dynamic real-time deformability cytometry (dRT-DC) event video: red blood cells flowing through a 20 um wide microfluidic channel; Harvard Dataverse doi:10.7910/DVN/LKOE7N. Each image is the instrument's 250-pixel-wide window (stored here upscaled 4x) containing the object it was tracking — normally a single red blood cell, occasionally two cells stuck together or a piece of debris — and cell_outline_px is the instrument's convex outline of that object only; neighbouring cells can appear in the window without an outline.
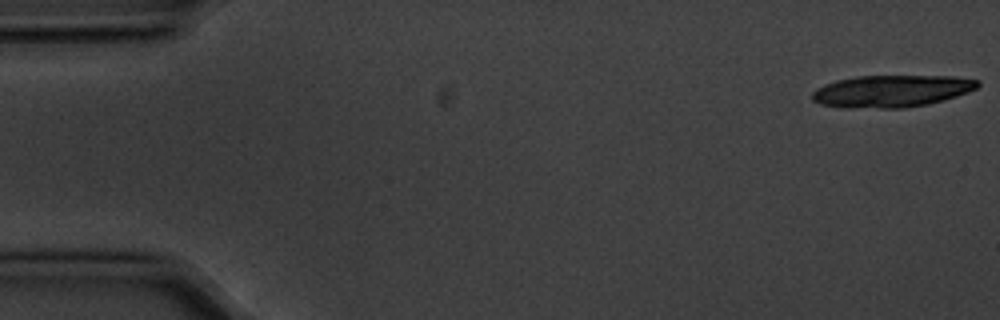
{"species": "common noctule bat (a hibernating species)", "species_latin": "Nyctalus noctula", "temperature_condition": "cold", "stored_images_in_passage": 6, "camera_frame_rate_fps": 3000, "um_per_image_px": 0.085, "animal": {"sex": "male", "body_mass_g": 20.1, "forearm_length_mm": 53.5}, "frame": {"image": 1, "passage_image": 1, "time_ms": 0.0, "image_size_px": [1000, 320], "cell_outline_px": [[980, 84], [976, 88], [968, 92], [944, 100], [928, 104], [904, 108], [844, 108], [820, 104], [812, 100], [812, 92], [816, 88], [824, 84], [836, 80], [856, 76], [956, 76], [980, 80]], "centroid_in_image_um": [75.77, 7.74], "position_along_channel_um": 9.2, "area_um2": 31.21}}
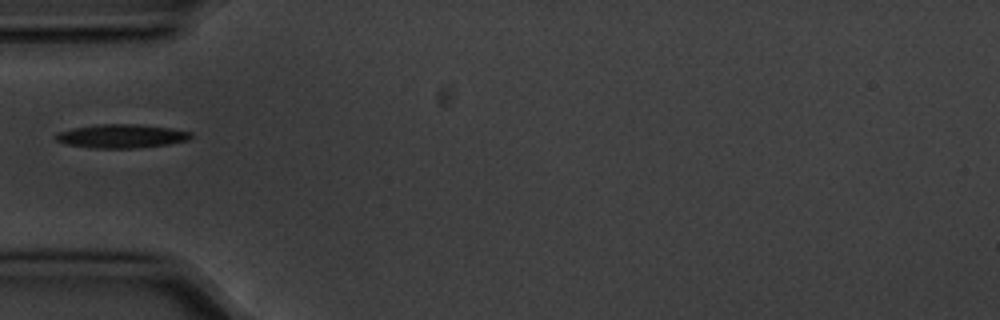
{"frame": {"image": 2, "passage_image": 6, "time_ms": 1.667, "image_size_px": [1000, 320], "cell_outline_px": [[192, 136], [188, 140], [168, 144], [136, 148], [92, 148], [68, 144], [56, 140], [52, 136], [56, 132], [72, 128], [100, 124], [136, 124], [168, 128], [192, 132]], "centroid_in_image_um": [10.28, 11.57], "position_along_channel_um": 74.7, "area_um2": 18.61}}